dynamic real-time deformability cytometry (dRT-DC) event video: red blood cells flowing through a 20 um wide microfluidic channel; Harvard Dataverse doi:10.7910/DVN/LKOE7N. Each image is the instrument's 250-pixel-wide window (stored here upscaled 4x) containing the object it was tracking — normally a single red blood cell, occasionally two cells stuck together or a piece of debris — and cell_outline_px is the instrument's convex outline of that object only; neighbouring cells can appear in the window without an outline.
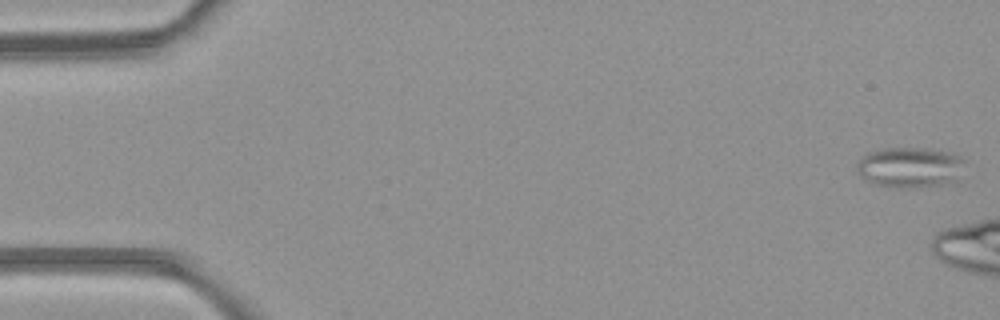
{"species": "common noctule bat (a hibernating species)", "species_latin": "Nyctalus noctula", "temperature_condition": "room temperature", "stored_images_in_passage": 5, "camera_frame_rate_fps": 3000, "um_per_image_px": 0.085, "animal": {"sex": "female", "body_mass_g": 21.9}, "frame": {"image": 1, "passage_image": 1, "time_ms": 0.0, "image_size_px": [1000, 320], "cell_outline_px": [[964, 160], [960, 180], [952, 184], [916, 188], [896, 188], [876, 184], [860, 176], [856, 172], [856, 164], [868, 152], [884, 148], [924, 148], [948, 152], [960, 156]], "centroid_in_image_um": [77.39, 14.25], "position_along_channel_um": 7.6, "area_um2": 25.95}}